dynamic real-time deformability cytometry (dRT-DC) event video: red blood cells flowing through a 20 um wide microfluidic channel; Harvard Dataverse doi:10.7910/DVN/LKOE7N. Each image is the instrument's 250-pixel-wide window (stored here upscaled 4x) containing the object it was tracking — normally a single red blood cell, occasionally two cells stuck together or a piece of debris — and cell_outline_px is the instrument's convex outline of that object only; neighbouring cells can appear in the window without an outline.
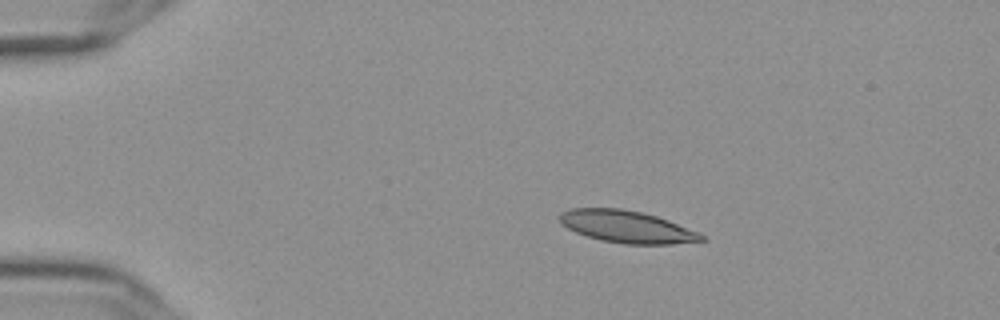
{"species": "Egyptian fruit bat (a non-hibernating species)", "species_latin": "Rousettus aegyptiacus", "temperature_condition": "cold", "stored_images_in_passage": 46, "camera_frame_rate_fps": 3000, "um_per_image_px": 0.085, "frame": {"image": 1, "passage_image": 1, "time_ms": 0.0, "image_size_px": [1000, 320], "cell_outline_px": [[708, 240], [672, 244], [624, 244], [600, 240], [576, 232], [568, 228], [560, 220], [560, 212], [572, 208], [620, 208], [640, 212], [656, 216], [668, 220], [700, 232]], "centroid_in_image_um": [53.32, 19.28], "position_along_channel_um": 31.7, "area_um2": 26.47}}
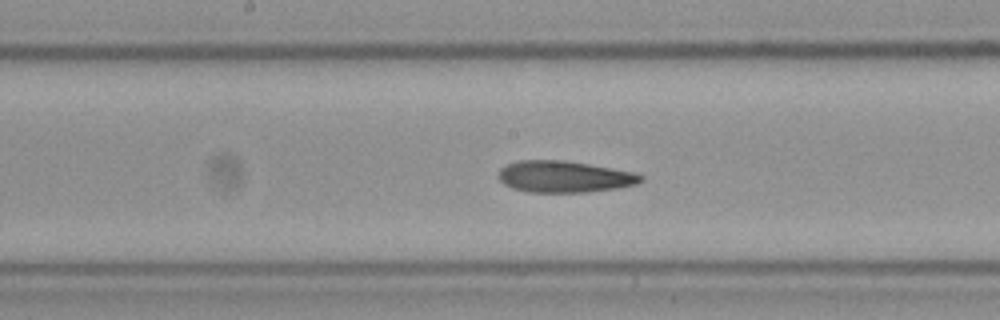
{"frame": {"image": 2, "passage_image": 20, "time_ms": 6.333, "image_size_px": [1000, 320], "cell_outline_px": [[644, 180], [636, 184], [616, 188], [588, 192], [528, 192], [512, 188], [504, 184], [500, 180], [500, 168], [508, 164], [520, 160], [560, 160], [588, 164], [636, 172], [644, 176]], "centroid_in_image_um": [47.99, 15.02], "position_along_channel_um": 200.2, "area_um2": 26.07}}
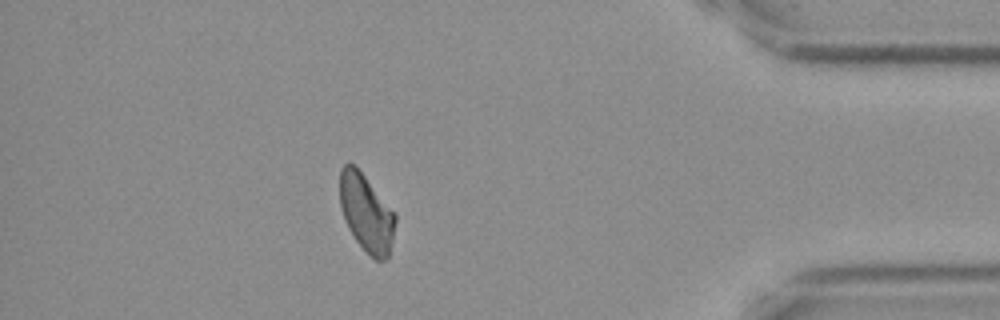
{"frame": {"image": 3, "passage_image": 40, "time_ms": 13.0, "image_size_px": [1000, 320], "cell_outline_px": [[396, 220], [388, 260], [376, 260], [356, 240], [348, 228], [340, 208], [340, 168], [344, 164], [352, 164], [364, 176], [396, 212]], "centroid_in_image_um": [31.15, 18.11], "position_along_channel_um": 404.0, "area_um2": 24.8}, "authors_computed_cell_mechanics": {"area_um2": 26.2412, "velocity_mm_per_s": 3.6256, "shape_relaxation_time_tau1_ms": null, "shape_relaxation_time_tau2_ms": 5.2528, "deformation_change_tau1": null, "deformation_change_tau2": 0.1352}}